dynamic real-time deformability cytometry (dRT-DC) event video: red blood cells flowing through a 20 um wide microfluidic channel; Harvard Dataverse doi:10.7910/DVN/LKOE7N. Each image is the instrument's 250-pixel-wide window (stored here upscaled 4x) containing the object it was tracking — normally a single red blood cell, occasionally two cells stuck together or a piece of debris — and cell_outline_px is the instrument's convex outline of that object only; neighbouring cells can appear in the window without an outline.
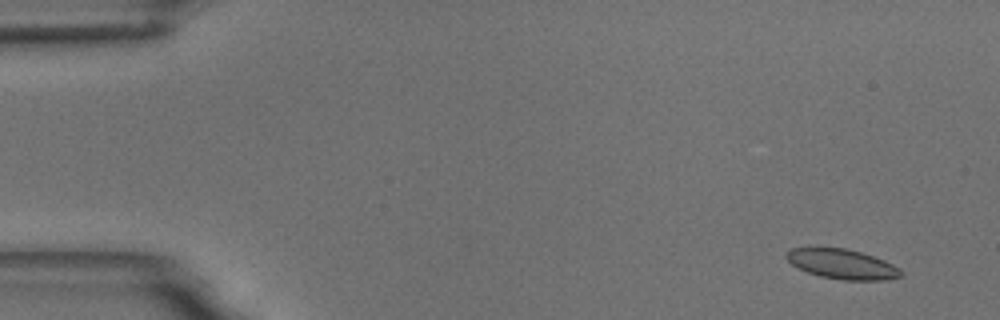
{"species": "common noctule bat (a hibernating species)", "species_latin": "Nyctalus noctula", "temperature_condition": "room temperature", "stored_images_in_passage": 54, "camera_frame_rate_fps": 3000, "um_per_image_px": 0.085, "animal": {"sex": "male", "body_mass_g": 18.8}, "frame": {"image": 1, "passage_image": 2, "time_ms": 0.333, "image_size_px": [1000, 320], "cell_outline_px": [[904, 272], [900, 276], [884, 280], [840, 280], [820, 276], [796, 268], [784, 256], [792, 248], [848, 248], [884, 260], [900, 268]], "centroid_in_image_um": [71.59, 22.45], "position_along_channel_um": 13.4, "area_um2": 19.83}}
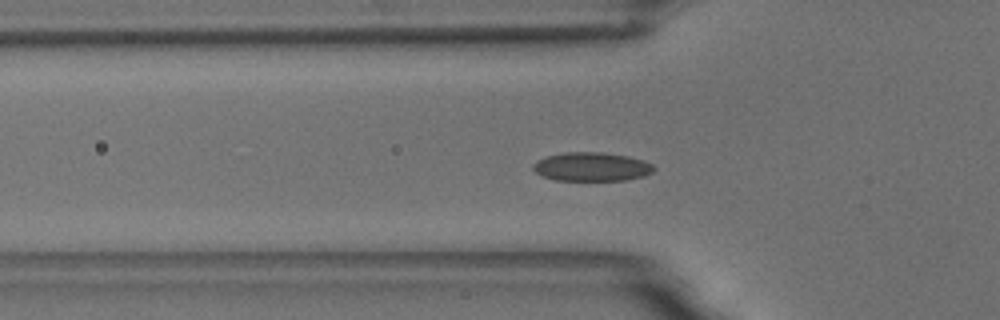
{"frame": {"image": 2, "passage_image": 17, "time_ms": 5.333, "image_size_px": [1000, 320], "cell_outline_px": [[656, 168], [652, 172], [644, 176], [624, 180], [556, 180], [544, 176], [536, 172], [532, 168], [532, 164], [536, 160], [544, 156], [564, 152], [600, 152], [628, 156], [644, 160], [652, 164]], "centroid_in_image_um": [50.28, 14.16], "position_along_channel_um": 75.5, "area_um2": 20.35}}
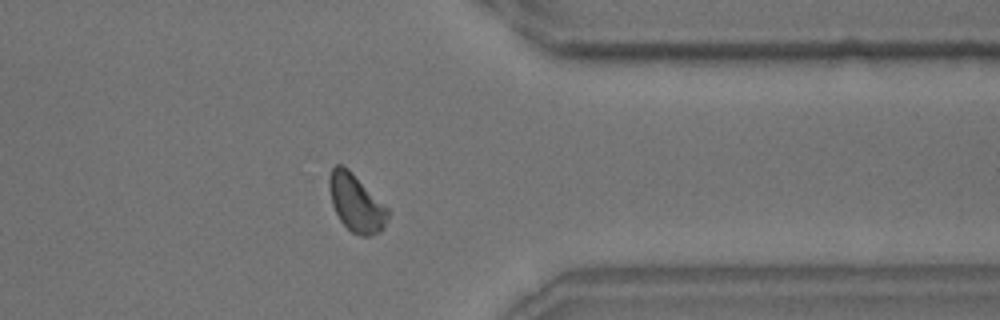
{"frame": {"image": 3, "passage_image": 43, "time_ms": 14.0, "image_size_px": [1000, 320], "cell_outline_px": [[388, 220], [384, 228], [380, 232], [368, 236], [360, 236], [352, 232], [340, 220], [332, 204], [328, 188], [328, 180], [332, 168], [336, 164], [340, 164], [348, 168], [388, 208]], "centroid_in_image_um": [30.26, 17.25], "position_along_channel_um": 381.1, "area_um2": 19.59}, "authors_computed_cell_mechanics": {"area_um2": 19.7965, "velocity_mm_per_s": 3.6176, "shape_relaxation_time_tau1_ms": 3.5503, "shape_relaxation_time_tau2_ms": 2.7438, "deformation_change_tau1": 0.074, "deformation_change_tau2": 0.0657}}